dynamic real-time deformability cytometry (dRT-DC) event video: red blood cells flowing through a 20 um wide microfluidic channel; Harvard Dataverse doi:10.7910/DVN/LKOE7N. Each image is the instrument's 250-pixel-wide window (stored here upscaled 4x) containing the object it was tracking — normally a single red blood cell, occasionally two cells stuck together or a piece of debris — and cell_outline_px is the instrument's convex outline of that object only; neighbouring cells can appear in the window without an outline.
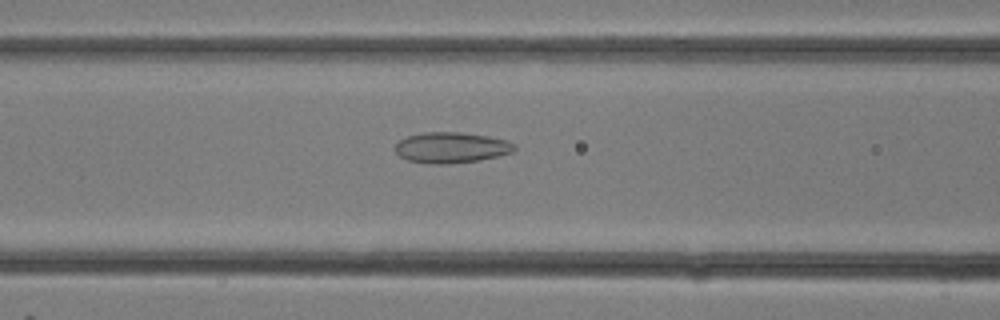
{"species": "common noctule bat (a hibernating species)", "species_latin": "Nyctalus noctula", "temperature_condition": "room temperature", "stored_images_in_passage": 27, "camera_frame_rate_fps": 3000, "um_per_image_px": 0.085, "animal": {"sex": "female"}, "frame": {"image": 1, "passage_image": 10, "time_ms": 3.0, "image_size_px": [1000, 320], "cell_outline_px": [[516, 148], [512, 152], [480, 160], [448, 164], [428, 164], [408, 160], [400, 156], [396, 152], [396, 144], [400, 140], [408, 136], [424, 132], [460, 132], [488, 136], [504, 140], [516, 144]], "centroid_in_image_um": [38.35, 12.55], "position_along_channel_um": 128.2, "area_um2": 21.27}}
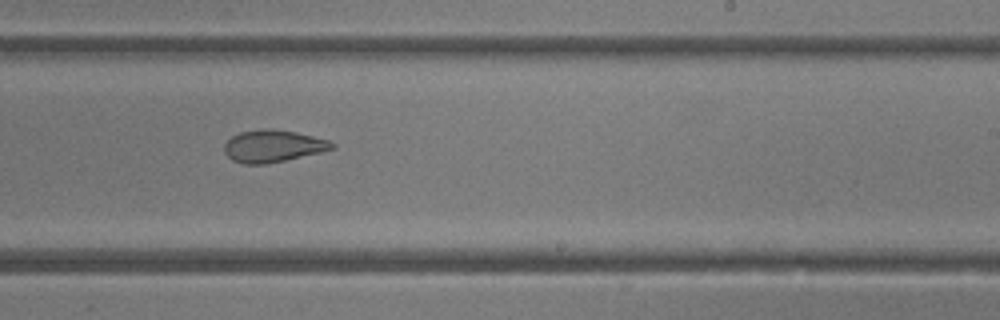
{"frame": {"image": 2, "passage_image": 16, "time_ms": 5.0, "image_size_px": [1000, 320], "cell_outline_px": [[336, 148], [320, 152], [284, 160], [264, 164], [244, 164], [232, 160], [224, 152], [224, 144], [232, 136], [240, 132], [264, 128], [272, 128], [296, 132], [328, 140], [336, 144]], "centroid_in_image_um": [23.19, 12.41], "position_along_channel_um": 265.8, "area_um2": 20.11}}
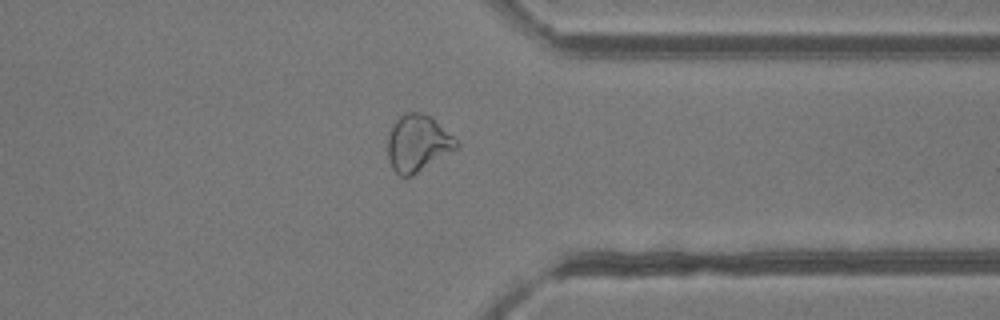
{"frame": {"image": 3, "passage_image": 21, "time_ms": 6.667, "image_size_px": [1000, 320], "cell_outline_px": [[460, 144], [456, 148], [412, 176], [400, 176], [392, 168], [388, 160], [388, 136], [392, 124], [404, 112], [420, 112], [432, 116], [460, 140]], "centroid_in_image_um": [35.53, 12.14], "position_along_channel_um": 375.9, "area_um2": 22.95}}